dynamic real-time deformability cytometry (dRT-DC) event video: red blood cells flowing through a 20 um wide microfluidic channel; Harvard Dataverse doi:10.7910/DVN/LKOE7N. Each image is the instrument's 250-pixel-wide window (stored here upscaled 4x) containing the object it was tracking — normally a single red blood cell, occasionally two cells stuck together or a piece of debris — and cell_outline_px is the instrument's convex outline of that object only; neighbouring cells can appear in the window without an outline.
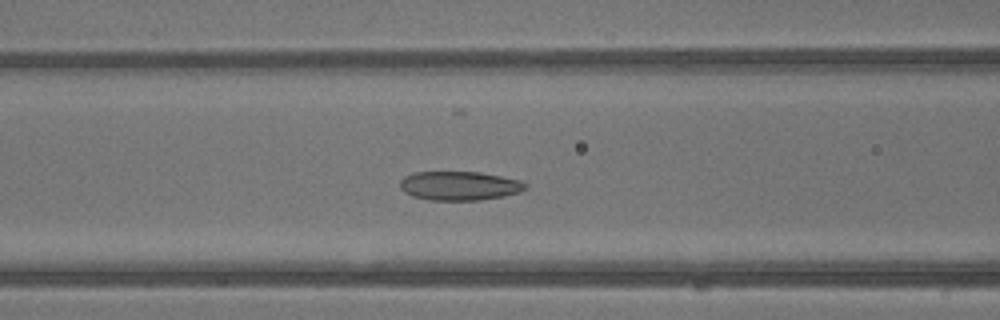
{"species": "common noctule bat (a hibernating species)", "species_latin": "Nyctalus noctula", "temperature_condition": "warm", "stored_images_in_passage": 41, "camera_frame_rate_fps": 3000, "um_per_image_px": 0.085, "animal": {"sex": "male", "body_mass_g": 13.3}, "frame": {"image": 1, "passage_image": 17, "time_ms": 5.333, "image_size_px": [1000, 320], "cell_outline_px": [[528, 188], [520, 192], [480, 200], [428, 200], [412, 196], [404, 192], [400, 188], [400, 180], [404, 176], [416, 172], [480, 172], [520, 180], [528, 184]], "centroid_in_image_um": [39.04, 15.79], "position_along_channel_um": 127.6, "area_um2": 21.21}}
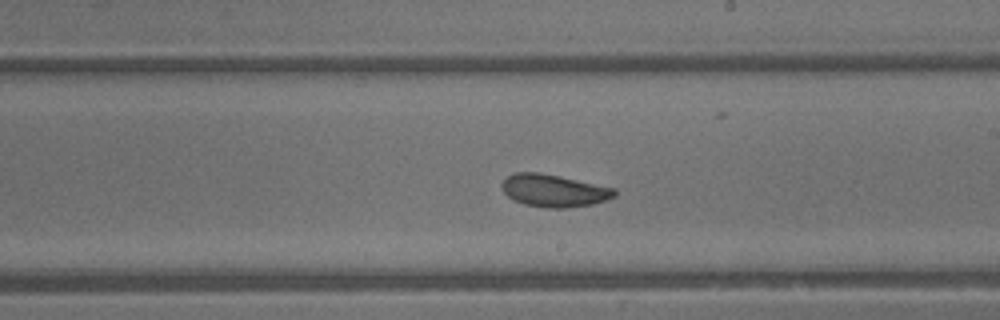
{"frame": {"image": 2, "passage_image": 24, "time_ms": 7.667, "image_size_px": [1000, 320], "cell_outline_px": [[616, 196], [592, 204], [568, 208], [548, 208], [524, 204], [512, 200], [504, 192], [500, 184], [508, 176], [516, 172], [540, 172], [560, 176], [616, 188]], "centroid_in_image_um": [47.07, 16.2], "position_along_channel_um": 241.9, "area_um2": 21.39}}
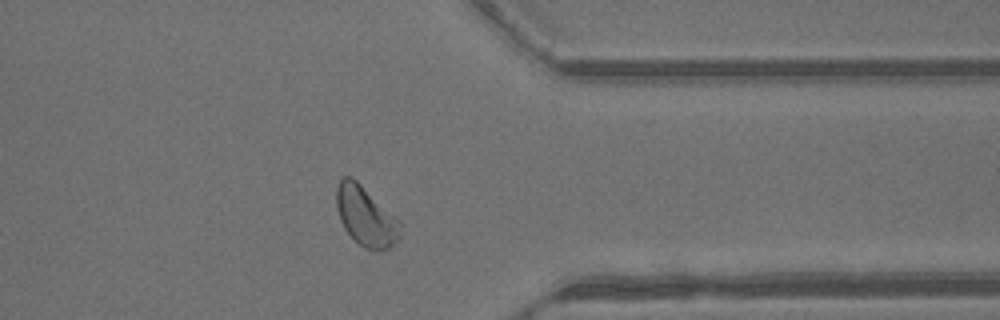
{"frame": {"image": 3, "passage_image": 33, "time_ms": 10.667, "image_size_px": [1000, 320], "cell_outline_px": [[400, 240], [388, 248], [364, 248], [344, 228], [340, 220], [336, 208], [336, 188], [340, 180], [344, 176], [352, 176], [400, 220]], "centroid_in_image_um": [31.08, 18.34], "position_along_channel_um": 380.3, "area_um2": 21.91}, "authors_computed_cell_mechanics": {"area_um2": 22.7732, "velocity_mm_per_s": 4.9102, "shape_relaxation_time_tau1_ms": null, "shape_relaxation_time_tau2_ms": 2.2256, "deformation_change_tau1": null, "deformation_change_tau2": 0.0846}}